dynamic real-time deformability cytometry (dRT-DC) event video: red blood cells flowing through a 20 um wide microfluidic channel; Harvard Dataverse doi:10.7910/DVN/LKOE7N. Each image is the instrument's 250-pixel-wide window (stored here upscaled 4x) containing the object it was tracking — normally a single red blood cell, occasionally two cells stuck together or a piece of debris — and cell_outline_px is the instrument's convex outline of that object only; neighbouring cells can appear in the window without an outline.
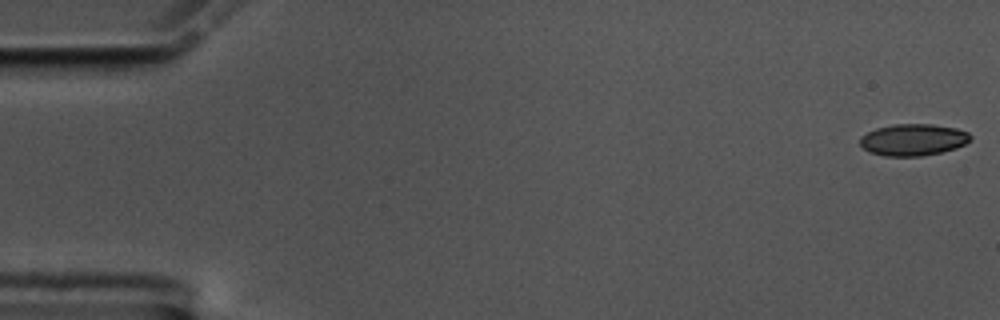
{"species": "common noctule bat (a hibernating species)", "species_latin": "Nyctalus noctula", "temperature_condition": "cold", "stored_images_in_passage": 57, "camera_frame_rate_fps": 3000, "um_per_image_px": 0.085, "animal": {"sex": "male", "body_mass_g": 17.5, "forearm_length_mm": 52.3}, "frame": {"image": 1, "passage_image": 1, "time_ms": 0.0, "image_size_px": [1000, 320], "cell_outline_px": [[972, 140], [956, 148], [940, 152], [920, 156], [884, 156], [868, 152], [860, 144], [860, 136], [876, 128], [892, 124], [932, 124], [956, 128], [968, 132], [972, 136]], "centroid_in_image_um": [77.62, 11.87], "position_along_channel_um": 7.4, "area_um2": 20.52}}
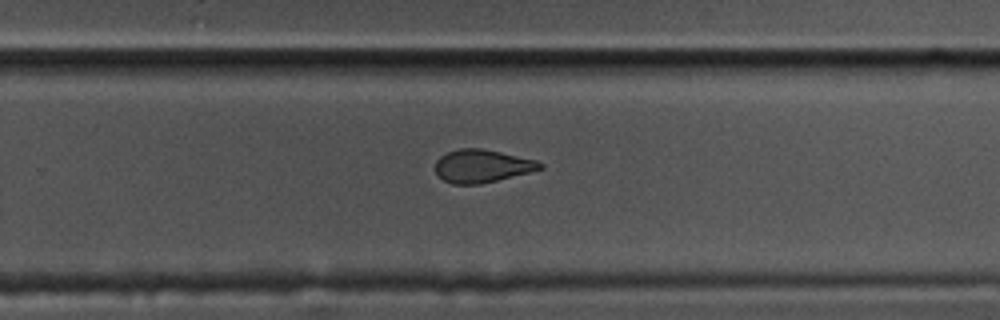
{"frame": {"image": 2, "passage_image": 37, "time_ms": 12.0, "image_size_px": [1000, 320], "cell_outline_px": [[544, 168], [480, 184], [452, 184], [444, 180], [436, 172], [436, 160], [440, 156], [448, 152], [460, 148], [480, 148], [500, 152], [536, 160], [544, 164]], "centroid_in_image_um": [40.96, 14.1], "position_along_channel_um": 288.8, "area_um2": 19.83}}
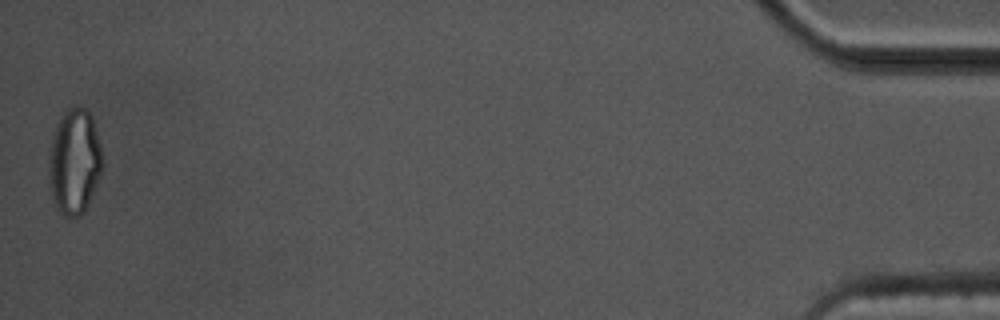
{"frame": {"image": 3, "passage_image": 57, "time_ms": 18.667, "image_size_px": [1000, 320], "cell_outline_px": [[104, 164], [100, 176], [88, 204], [84, 212], [80, 216], [68, 216], [56, 212], [52, 200], [48, 180], [48, 156], [52, 136], [60, 116], [68, 108], [76, 104], [84, 108], [92, 116], [100, 144]], "centroid_in_image_um": [6.3, 13.74], "position_along_channel_um": 428.9, "area_um2": 33.64}, "authors_computed_cell_mechanics": {"area_um2": 21.2126, "velocity_mm_per_s": 3.5119, "shape_relaxation_time_tau1_ms": 7.2638, "shape_relaxation_time_tau2_ms": 2.7469, "deformation_change_tau1": 0.1597, "deformation_change_tau2": 0.072}}